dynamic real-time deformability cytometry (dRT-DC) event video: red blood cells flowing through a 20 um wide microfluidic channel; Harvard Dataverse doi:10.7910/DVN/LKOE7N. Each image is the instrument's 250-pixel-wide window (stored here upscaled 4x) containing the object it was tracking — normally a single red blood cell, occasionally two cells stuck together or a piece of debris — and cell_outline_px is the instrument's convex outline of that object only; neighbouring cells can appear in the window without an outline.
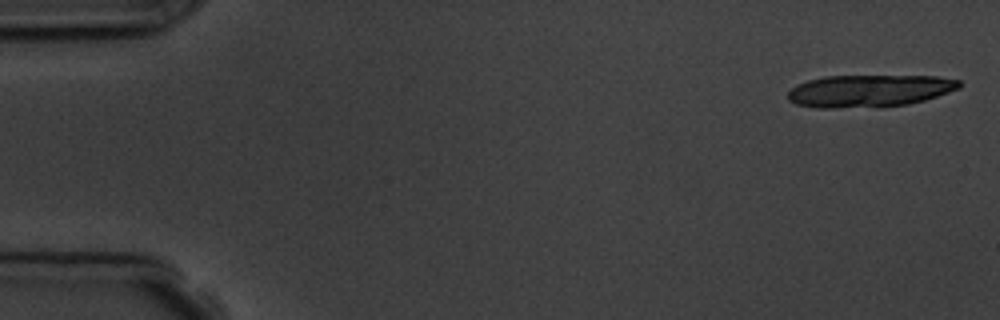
{"species": "common noctule bat (a hibernating species)", "species_latin": "Nyctalus noctula", "temperature_condition": "room temperature", "stored_images_in_passage": 15, "segment_of_instrument_passage": [1, 2], "camera_frame_rate_fps": 3000, "um_per_image_px": 0.085, "animal": {"sex": "male", "body_mass_g": 19.5, "forearm_length_mm": 54.6}, "frame": {"image": 1, "passage_image": 1, "time_ms": 0.0, "image_size_px": [1000, 320], "cell_outline_px": [[960, 88], [924, 100], [908, 104], [832, 108], [816, 108], [796, 104], [788, 100], [788, 92], [796, 84], [808, 80], [824, 76], [936, 76], [960, 80]], "centroid_in_image_um": [73.85, 7.71], "position_along_channel_um": 11.1, "area_um2": 31.91}}